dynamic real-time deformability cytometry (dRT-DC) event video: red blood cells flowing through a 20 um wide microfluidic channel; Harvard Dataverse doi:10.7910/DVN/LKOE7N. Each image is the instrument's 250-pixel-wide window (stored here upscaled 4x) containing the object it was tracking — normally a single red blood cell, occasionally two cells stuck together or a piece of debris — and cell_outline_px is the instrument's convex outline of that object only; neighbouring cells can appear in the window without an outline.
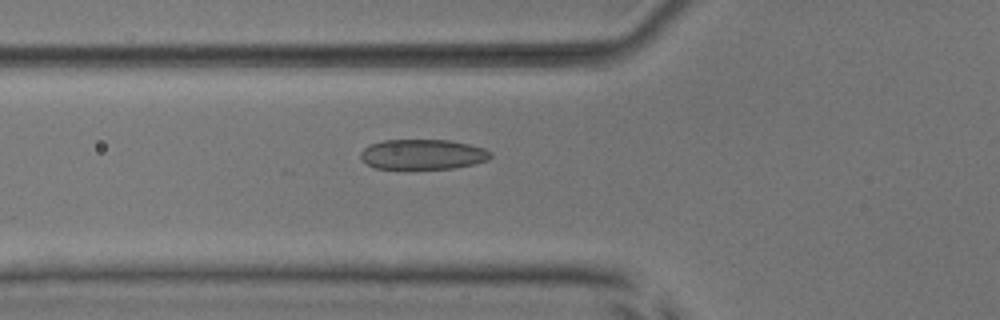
{"species": "common noctule bat (a hibernating species)", "species_latin": "Nyctalus noctula", "temperature_condition": "room temperature", "stored_images_in_passage": 25, "camera_frame_rate_fps": 3000, "um_per_image_px": 0.085, "animal": {"sex": "male", "body_mass_g": 17.9, "forearm_length_mm": 54.2}, "frame": {"image": 1, "passage_image": 20, "time_ms": 6.333, "image_size_px": [1000, 320], "cell_outline_px": [[492, 156], [488, 160], [472, 164], [452, 168], [412, 172], [376, 168], [368, 164], [360, 156], [360, 152], [368, 144], [384, 140], [448, 140], [468, 144], [484, 148], [492, 152]], "centroid_in_image_um": [35.9, 13.16], "position_along_channel_um": 89.9, "area_um2": 23.7}}